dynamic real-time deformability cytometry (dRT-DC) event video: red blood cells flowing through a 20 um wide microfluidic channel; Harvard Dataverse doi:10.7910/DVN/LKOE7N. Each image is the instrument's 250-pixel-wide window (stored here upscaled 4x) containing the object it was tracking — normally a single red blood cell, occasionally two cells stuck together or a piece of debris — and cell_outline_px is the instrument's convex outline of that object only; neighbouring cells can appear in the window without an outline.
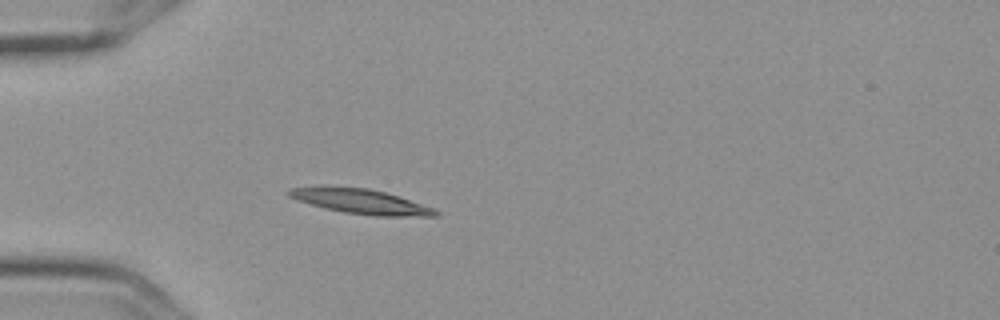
{"species": "Egyptian fruit bat (a non-hibernating species)", "species_latin": "Rousettus aegyptiacus", "temperature_condition": "cold", "stored_images_in_passage": 3, "camera_frame_rate_fps": 3000, "um_per_image_px": 0.085, "frame": {"image": 1, "passage_image": 3, "time_ms": 0.667, "image_size_px": [1000, 320], "cell_outline_px": [[440, 212], [436, 216], [376, 216], [344, 212], [312, 204], [288, 196], [284, 192], [288, 188], [368, 188], [384, 192], [432, 208]], "centroid_in_image_um": [30.7, 17.15], "position_along_channel_um": 54.3, "area_um2": 20.06}}